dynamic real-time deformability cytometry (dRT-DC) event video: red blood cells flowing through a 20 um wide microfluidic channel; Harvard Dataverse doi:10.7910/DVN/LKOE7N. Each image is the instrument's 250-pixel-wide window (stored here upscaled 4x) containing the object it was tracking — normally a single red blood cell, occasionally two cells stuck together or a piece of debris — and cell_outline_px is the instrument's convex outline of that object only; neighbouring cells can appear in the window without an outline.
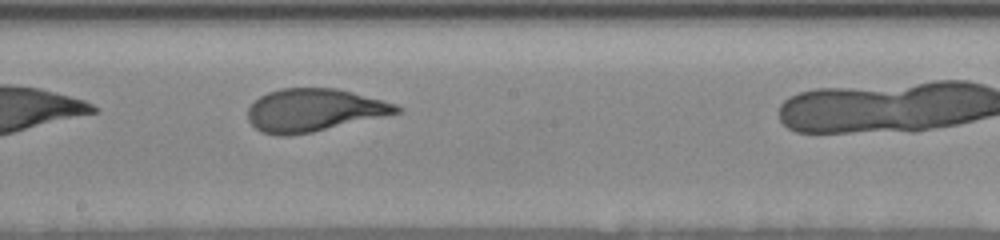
{"species": "human", "species_latin": "Homo sapiens", "temperature_condition": "room temperature", "stored_images_in_passage": 33, "camera_frame_rate_fps": 3000, "um_per_image_px": 0.085, "donor": {"sex": "female"}, "frame": {"image": 1, "passage_image": 19, "time_ms": 6.0, "image_size_px": [1000, 240], "cell_outline_px": [[404, 108], [400, 112], [384, 116], [312, 132], [288, 136], [276, 136], [260, 132], [248, 120], [248, 108], [260, 96], [268, 92], [280, 88], [336, 88], [352, 92], [396, 104]], "centroid_in_image_um": [26.66, 9.37], "position_along_channel_um": 221.5, "area_um2": 36.93}}